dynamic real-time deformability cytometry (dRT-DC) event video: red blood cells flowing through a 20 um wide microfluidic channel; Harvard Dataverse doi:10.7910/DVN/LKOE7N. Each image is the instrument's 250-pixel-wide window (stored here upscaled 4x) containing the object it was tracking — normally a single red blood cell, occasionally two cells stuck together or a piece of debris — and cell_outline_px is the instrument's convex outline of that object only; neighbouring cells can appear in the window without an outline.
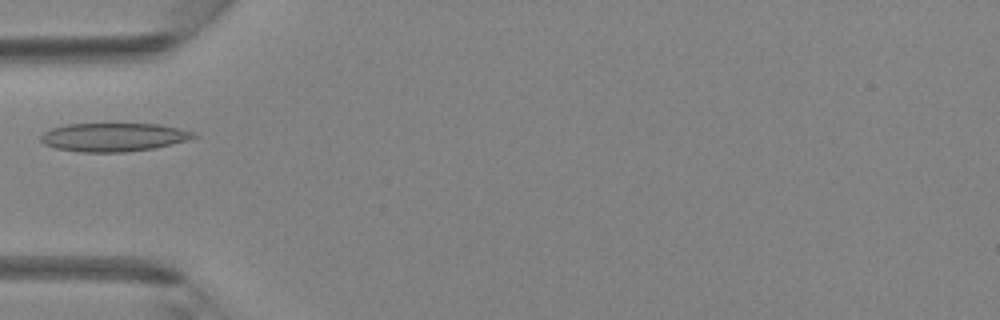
{"species": "Egyptian fruit bat (a non-hibernating species)", "species_latin": "Rousettus aegyptiacus", "temperature_condition": "room temperature", "stored_images_in_passage": 1, "camera_frame_rate_fps": 3000, "um_per_image_px": 0.085, "animal": {"sex": "female"}, "frame": {"image": 1, "passage_image": 1, "time_ms": 0.0, "image_size_px": [1000, 320], "cell_outline_px": [[200, 136], [188, 140], [152, 148], [124, 152], [80, 152], [56, 148], [44, 144], [40, 140], [40, 136], [44, 132], [52, 128], [68, 124], [160, 124], [180, 128], [196, 132]], "centroid_in_image_um": [9.68, 11.65], "position_along_channel_um": 75.3, "area_um2": 25.37}}